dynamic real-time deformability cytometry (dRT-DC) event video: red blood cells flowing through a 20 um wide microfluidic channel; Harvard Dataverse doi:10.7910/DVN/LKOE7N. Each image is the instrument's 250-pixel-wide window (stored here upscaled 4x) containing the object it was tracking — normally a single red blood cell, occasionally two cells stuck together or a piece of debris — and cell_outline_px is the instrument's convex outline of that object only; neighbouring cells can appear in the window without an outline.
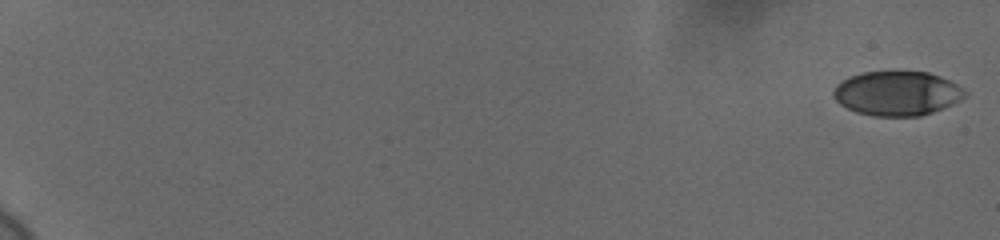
{"species": "human", "species_latin": "Homo sapiens", "temperature_condition": "cold", "stored_images_in_passage": 59, "camera_frame_rate_fps": 3000, "um_per_image_px": 0.085, "donor": {"sex": "female"}, "frame": {"image": 1, "passage_image": 1, "time_ms": 0.0, "image_size_px": [1000, 240], "cell_outline_px": [[968, 96], [952, 104], [932, 112], [920, 116], [872, 116], [856, 112], [840, 104], [832, 96], [832, 92], [836, 84], [840, 80], [848, 76], [860, 72], [928, 72], [940, 76], [956, 84], [968, 92]], "centroid_in_image_um": [76.22, 7.93], "position_along_channel_um": 8.8, "area_um2": 34.22}}
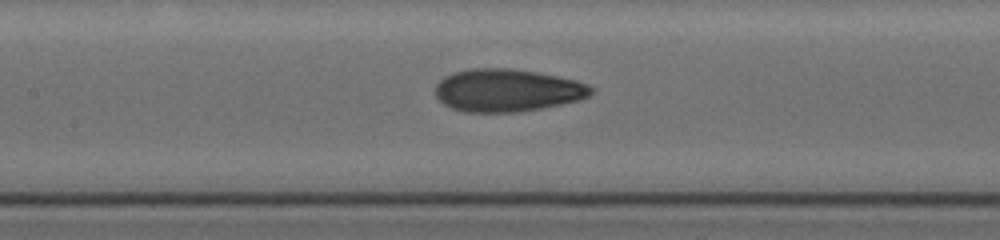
{"frame": {"image": 2, "passage_image": 32, "time_ms": 10.333, "image_size_px": [1000, 240], "cell_outline_px": [[596, 88], [588, 96], [580, 100], [520, 112], [464, 112], [452, 108], [444, 104], [436, 96], [436, 84], [444, 76], [452, 72], [472, 68], [512, 68], [536, 72], [576, 80], [588, 84]], "centroid_in_image_um": [43.11, 7.67], "position_along_channel_um": 164.3, "area_um2": 38.84}}
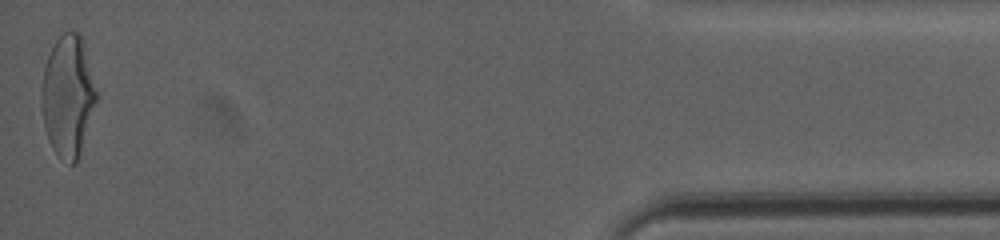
{"frame": {"image": 3, "passage_image": 59, "time_ms": 19.333, "image_size_px": [1000, 240], "cell_outline_px": [[96, 100], [80, 152], [76, 164], [68, 164], [52, 148], [44, 128], [40, 100], [40, 92], [44, 68], [48, 56], [56, 40], [64, 32], [76, 32], [80, 36], [96, 92]], "centroid_in_image_um": [5.71, 8.21], "position_along_channel_um": 429.5, "area_um2": 37.8}, "authors_computed_cell_mechanics": {"area_um2": 36.9342, "velocity_mm_per_s": 3.6924, "shape_relaxation_time_tau1_ms": 3.9663, "shape_relaxation_time_tau2_ms": 1.335, "deformation_change_tau1": 0.1735, "deformation_change_tau2": 0.0738}}